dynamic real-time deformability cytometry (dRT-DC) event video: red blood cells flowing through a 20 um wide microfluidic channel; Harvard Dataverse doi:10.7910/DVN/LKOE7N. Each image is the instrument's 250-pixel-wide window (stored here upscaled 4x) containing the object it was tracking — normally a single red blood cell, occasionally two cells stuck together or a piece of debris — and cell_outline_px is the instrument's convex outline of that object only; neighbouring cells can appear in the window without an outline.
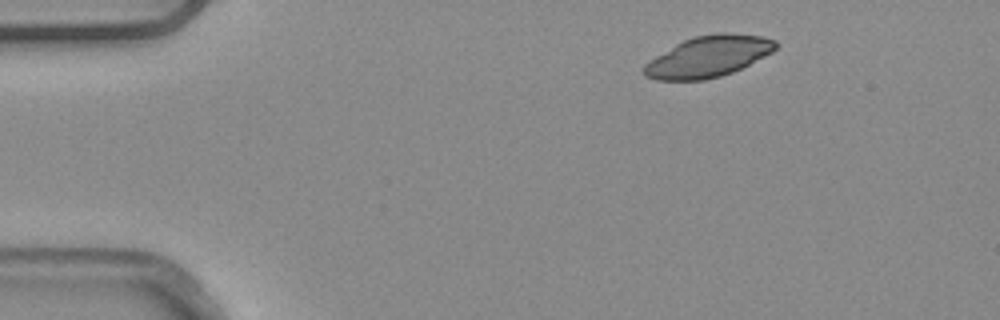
{"species": "common noctule bat (a hibernating species)", "species_latin": "Nyctalus noctula", "temperature_condition": "warm", "stored_images_in_passage": 3, "camera_frame_rate_fps": 3000, "um_per_image_px": 0.085, "animal": {"sex": "male", "body_mass_g": 20.4}, "frame": {"image": 1, "passage_image": 1, "time_ms": 0.0, "image_size_px": [1000, 320], "cell_outline_px": [[780, 44], [772, 52], [732, 72], [720, 76], [704, 80], [656, 80], [644, 76], [644, 64], [648, 60], [676, 44], [692, 36], [716, 32], [728, 32], [764, 36], [776, 40]], "centroid_in_image_um": [60.21, 4.78], "position_along_channel_um": 24.8, "area_um2": 31.67}}